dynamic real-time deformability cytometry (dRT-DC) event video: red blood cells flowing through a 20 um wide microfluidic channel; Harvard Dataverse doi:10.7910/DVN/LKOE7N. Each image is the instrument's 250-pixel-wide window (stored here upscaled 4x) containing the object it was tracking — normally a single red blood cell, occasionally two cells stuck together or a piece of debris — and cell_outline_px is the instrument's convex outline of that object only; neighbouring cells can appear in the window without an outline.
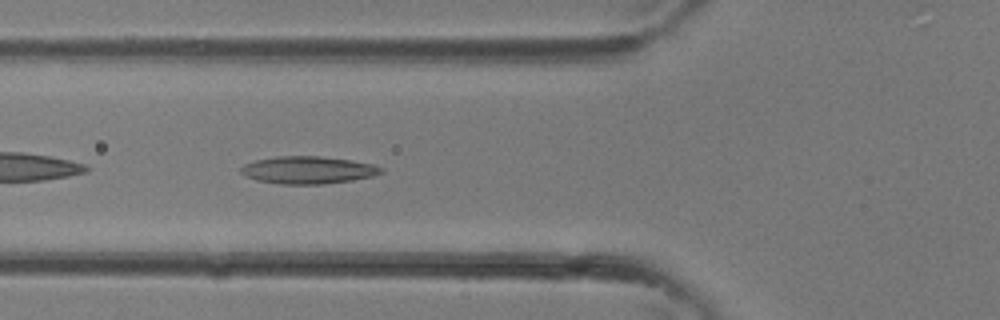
{"species": "common noctule bat (a hibernating species)", "species_latin": "Nyctalus noctula", "temperature_condition": "room temperature", "stored_images_in_passage": 12, "camera_frame_rate_fps": 3000, "um_per_image_px": 0.085, "animal": {"sex": "female"}, "frame": {"image": 1, "passage_image": 12, "time_ms": 3.667, "image_size_px": [1000, 320], "cell_outline_px": [[384, 172], [372, 176], [352, 180], [324, 184], [280, 184], [256, 180], [240, 172], [240, 168], [244, 164], [256, 160], [276, 156], [320, 156], [352, 160], [376, 164], [384, 168]], "centroid_in_image_um": [26.22, 14.44], "position_along_channel_um": 99.6, "area_um2": 22.54}}